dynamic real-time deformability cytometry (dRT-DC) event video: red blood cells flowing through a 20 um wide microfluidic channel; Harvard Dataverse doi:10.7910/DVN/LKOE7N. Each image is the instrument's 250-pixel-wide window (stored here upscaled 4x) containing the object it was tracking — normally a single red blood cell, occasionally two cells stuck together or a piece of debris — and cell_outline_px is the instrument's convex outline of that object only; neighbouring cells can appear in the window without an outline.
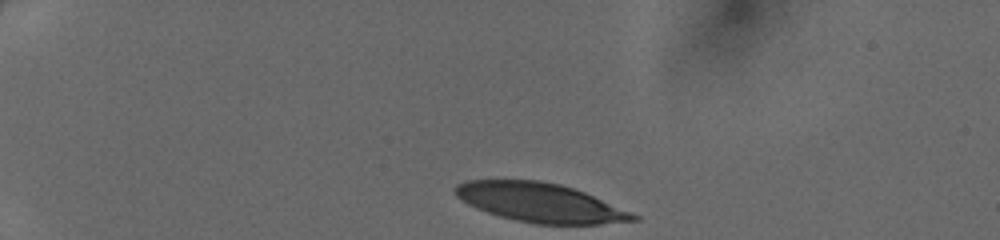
{"species": "human", "species_latin": "Homo sapiens", "temperature_condition": "cold", "stored_images_in_passage": 32, "camera_frame_rate_fps": 3000, "um_per_image_px": 0.085, "donor": {"sex": "female"}, "frame": {"image": 1, "passage_image": 1, "time_ms": 0.0, "image_size_px": [1000, 240], "cell_outline_px": [[640, 220], [600, 224], [536, 224], [516, 220], [500, 216], [476, 208], [460, 200], [452, 192], [452, 188], [456, 184], [464, 180], [540, 180], [560, 184], [584, 192], [632, 212], [640, 216]], "centroid_in_image_um": [45.88, 17.21], "position_along_channel_um": 39.1, "area_um2": 40.63}}
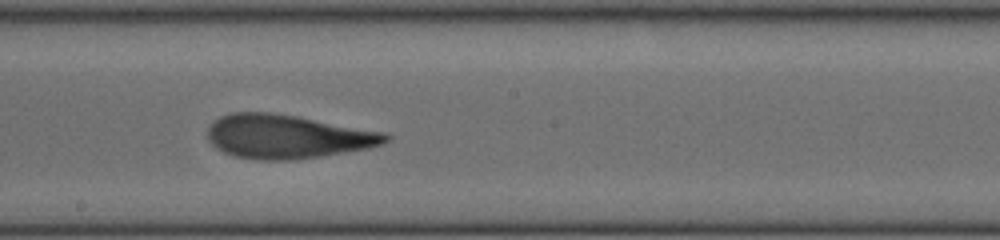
{"frame": {"image": 2, "passage_image": 19, "time_ms": 6.0, "image_size_px": [1000, 240], "cell_outline_px": [[392, 136], [388, 140], [380, 144], [368, 148], [320, 156], [288, 160], [260, 160], [232, 156], [216, 148], [208, 140], [208, 128], [220, 116], [232, 112], [272, 112], [296, 116], [384, 132]], "centroid_in_image_um": [24.38, 11.6], "position_along_channel_um": 223.8, "area_um2": 45.14}}
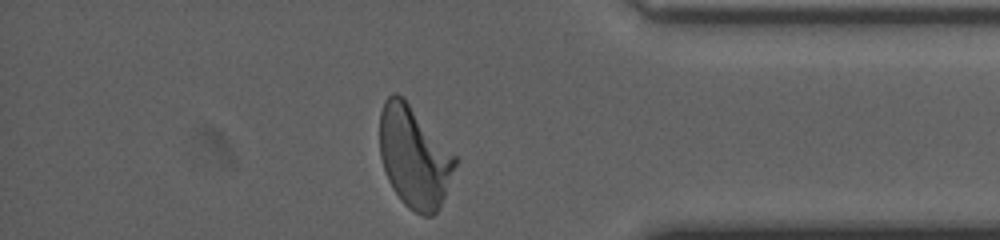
{"frame": {"image": 3, "passage_image": 32, "time_ms": 10.333, "image_size_px": [1000, 240], "cell_outline_px": [[456, 164], [440, 208], [432, 216], [424, 216], [408, 208], [400, 200], [392, 188], [388, 180], [380, 156], [380, 112], [384, 100], [392, 92], [396, 92], [404, 96], [456, 156]], "centroid_in_image_um": [35.19, 13.31], "position_along_channel_um": 400.0, "area_um2": 44.74}}